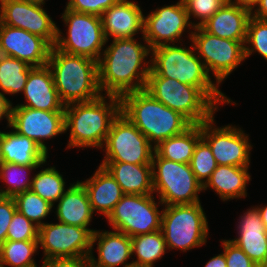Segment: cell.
Returning a JSON list of instances; mask_svg holds the SVG:
<instances>
[{
	"label": "cell",
	"mask_w": 267,
	"mask_h": 267,
	"mask_svg": "<svg viewBox=\"0 0 267 267\" xmlns=\"http://www.w3.org/2000/svg\"><path fill=\"white\" fill-rule=\"evenodd\" d=\"M142 39L145 45L136 38H124L114 39L104 48L98 61L102 94L121 97L145 89L151 70V59L148 58L151 49L143 36Z\"/></svg>",
	"instance_id": "6da1fadb"
},
{
	"label": "cell",
	"mask_w": 267,
	"mask_h": 267,
	"mask_svg": "<svg viewBox=\"0 0 267 267\" xmlns=\"http://www.w3.org/2000/svg\"><path fill=\"white\" fill-rule=\"evenodd\" d=\"M65 111V133L70 131L68 146L71 148H102L112 122L121 112L120 97L102 94L98 98L68 104Z\"/></svg>",
	"instance_id": "7a4b0ae2"
},
{
	"label": "cell",
	"mask_w": 267,
	"mask_h": 267,
	"mask_svg": "<svg viewBox=\"0 0 267 267\" xmlns=\"http://www.w3.org/2000/svg\"><path fill=\"white\" fill-rule=\"evenodd\" d=\"M183 44L162 45L151 49V69L160 77L202 89L219 107L222 104L238 105L221 92L219 85L212 80L193 44L190 47Z\"/></svg>",
	"instance_id": "3957f363"
},
{
	"label": "cell",
	"mask_w": 267,
	"mask_h": 267,
	"mask_svg": "<svg viewBox=\"0 0 267 267\" xmlns=\"http://www.w3.org/2000/svg\"><path fill=\"white\" fill-rule=\"evenodd\" d=\"M120 101L121 113L143 133L154 148L192 125L184 116L157 101L145 89L126 93L120 97Z\"/></svg>",
	"instance_id": "277c9868"
},
{
	"label": "cell",
	"mask_w": 267,
	"mask_h": 267,
	"mask_svg": "<svg viewBox=\"0 0 267 267\" xmlns=\"http://www.w3.org/2000/svg\"><path fill=\"white\" fill-rule=\"evenodd\" d=\"M47 65L52 71L55 88L61 102H87L102 95L99 87L98 61L72 55L51 47Z\"/></svg>",
	"instance_id": "5b68a950"
},
{
	"label": "cell",
	"mask_w": 267,
	"mask_h": 267,
	"mask_svg": "<svg viewBox=\"0 0 267 267\" xmlns=\"http://www.w3.org/2000/svg\"><path fill=\"white\" fill-rule=\"evenodd\" d=\"M145 90L157 101L180 113L191 124L211 119L219 106L200 88L160 77L152 69Z\"/></svg>",
	"instance_id": "8992f818"
},
{
	"label": "cell",
	"mask_w": 267,
	"mask_h": 267,
	"mask_svg": "<svg viewBox=\"0 0 267 267\" xmlns=\"http://www.w3.org/2000/svg\"><path fill=\"white\" fill-rule=\"evenodd\" d=\"M201 202L163 206L161 230L167 250L187 252L207 243L209 225Z\"/></svg>",
	"instance_id": "52a82bcc"
},
{
	"label": "cell",
	"mask_w": 267,
	"mask_h": 267,
	"mask_svg": "<svg viewBox=\"0 0 267 267\" xmlns=\"http://www.w3.org/2000/svg\"><path fill=\"white\" fill-rule=\"evenodd\" d=\"M151 164L154 194L164 206L200 202L199 194L204 192L203 185L189 164L162 158L156 152Z\"/></svg>",
	"instance_id": "ba28073f"
},
{
	"label": "cell",
	"mask_w": 267,
	"mask_h": 267,
	"mask_svg": "<svg viewBox=\"0 0 267 267\" xmlns=\"http://www.w3.org/2000/svg\"><path fill=\"white\" fill-rule=\"evenodd\" d=\"M61 14L67 32L64 34L57 27L55 47L68 54L82 55L99 61L107 44L101 17L75 12L66 7Z\"/></svg>",
	"instance_id": "9c48e42d"
},
{
	"label": "cell",
	"mask_w": 267,
	"mask_h": 267,
	"mask_svg": "<svg viewBox=\"0 0 267 267\" xmlns=\"http://www.w3.org/2000/svg\"><path fill=\"white\" fill-rule=\"evenodd\" d=\"M155 195L125 194L106 218L110 228L129 237L161 230L162 213L160 200Z\"/></svg>",
	"instance_id": "30bf717a"
},
{
	"label": "cell",
	"mask_w": 267,
	"mask_h": 267,
	"mask_svg": "<svg viewBox=\"0 0 267 267\" xmlns=\"http://www.w3.org/2000/svg\"><path fill=\"white\" fill-rule=\"evenodd\" d=\"M189 41L208 74L214 76L219 86L246 59L245 43L211 35L202 27L193 29Z\"/></svg>",
	"instance_id": "8fae6325"
},
{
	"label": "cell",
	"mask_w": 267,
	"mask_h": 267,
	"mask_svg": "<svg viewBox=\"0 0 267 267\" xmlns=\"http://www.w3.org/2000/svg\"><path fill=\"white\" fill-rule=\"evenodd\" d=\"M102 162L151 164L155 148L143 133L121 112L112 122L105 143Z\"/></svg>",
	"instance_id": "7c38bea8"
},
{
	"label": "cell",
	"mask_w": 267,
	"mask_h": 267,
	"mask_svg": "<svg viewBox=\"0 0 267 267\" xmlns=\"http://www.w3.org/2000/svg\"><path fill=\"white\" fill-rule=\"evenodd\" d=\"M214 118L215 116L201 123V133L210 146L217 165L250 167L253 145L249 134L232 124L217 127Z\"/></svg>",
	"instance_id": "4fadbf2b"
},
{
	"label": "cell",
	"mask_w": 267,
	"mask_h": 267,
	"mask_svg": "<svg viewBox=\"0 0 267 267\" xmlns=\"http://www.w3.org/2000/svg\"><path fill=\"white\" fill-rule=\"evenodd\" d=\"M92 233L86 227L66 223H48L38 229V245L43 260L48 258L88 259Z\"/></svg>",
	"instance_id": "5bb4252c"
},
{
	"label": "cell",
	"mask_w": 267,
	"mask_h": 267,
	"mask_svg": "<svg viewBox=\"0 0 267 267\" xmlns=\"http://www.w3.org/2000/svg\"><path fill=\"white\" fill-rule=\"evenodd\" d=\"M195 21L188 18L185 5L182 0L175 4L157 7L154 11L144 16V40L150 49L162 45L179 44L183 33L189 32L191 39Z\"/></svg>",
	"instance_id": "9a60e30c"
},
{
	"label": "cell",
	"mask_w": 267,
	"mask_h": 267,
	"mask_svg": "<svg viewBox=\"0 0 267 267\" xmlns=\"http://www.w3.org/2000/svg\"><path fill=\"white\" fill-rule=\"evenodd\" d=\"M47 12L41 5L20 0H0V23L38 35L53 47L58 25Z\"/></svg>",
	"instance_id": "2e32d148"
},
{
	"label": "cell",
	"mask_w": 267,
	"mask_h": 267,
	"mask_svg": "<svg viewBox=\"0 0 267 267\" xmlns=\"http://www.w3.org/2000/svg\"><path fill=\"white\" fill-rule=\"evenodd\" d=\"M65 112H50L23 106H13L9 127L36 142L48 155L46 140L65 134Z\"/></svg>",
	"instance_id": "e0dca14e"
},
{
	"label": "cell",
	"mask_w": 267,
	"mask_h": 267,
	"mask_svg": "<svg viewBox=\"0 0 267 267\" xmlns=\"http://www.w3.org/2000/svg\"><path fill=\"white\" fill-rule=\"evenodd\" d=\"M51 47L38 35L0 23V49L6 56L39 67L47 65Z\"/></svg>",
	"instance_id": "ac0fdd59"
},
{
	"label": "cell",
	"mask_w": 267,
	"mask_h": 267,
	"mask_svg": "<svg viewBox=\"0 0 267 267\" xmlns=\"http://www.w3.org/2000/svg\"><path fill=\"white\" fill-rule=\"evenodd\" d=\"M97 242L98 256H94V245ZM132 257L131 237L116 230H96L92 234L91 252L88 257L89 267H128ZM129 262V263H128Z\"/></svg>",
	"instance_id": "d6986e66"
},
{
	"label": "cell",
	"mask_w": 267,
	"mask_h": 267,
	"mask_svg": "<svg viewBox=\"0 0 267 267\" xmlns=\"http://www.w3.org/2000/svg\"><path fill=\"white\" fill-rule=\"evenodd\" d=\"M144 14L141 6L132 0H119L103 12L102 26L106 43L110 38H134L144 33Z\"/></svg>",
	"instance_id": "ffe728a7"
},
{
	"label": "cell",
	"mask_w": 267,
	"mask_h": 267,
	"mask_svg": "<svg viewBox=\"0 0 267 267\" xmlns=\"http://www.w3.org/2000/svg\"><path fill=\"white\" fill-rule=\"evenodd\" d=\"M25 102L16 106L50 112H65L55 88L53 74L48 65L33 67L24 87Z\"/></svg>",
	"instance_id": "44dd1931"
},
{
	"label": "cell",
	"mask_w": 267,
	"mask_h": 267,
	"mask_svg": "<svg viewBox=\"0 0 267 267\" xmlns=\"http://www.w3.org/2000/svg\"><path fill=\"white\" fill-rule=\"evenodd\" d=\"M237 223V237L229 239L258 266L267 258V230L256 207L243 211Z\"/></svg>",
	"instance_id": "7402d4cb"
},
{
	"label": "cell",
	"mask_w": 267,
	"mask_h": 267,
	"mask_svg": "<svg viewBox=\"0 0 267 267\" xmlns=\"http://www.w3.org/2000/svg\"><path fill=\"white\" fill-rule=\"evenodd\" d=\"M80 182L88 193L93 213L97 211L99 215L106 218L125 195L114 177L101 165L98 166L93 176Z\"/></svg>",
	"instance_id": "603a6c76"
},
{
	"label": "cell",
	"mask_w": 267,
	"mask_h": 267,
	"mask_svg": "<svg viewBox=\"0 0 267 267\" xmlns=\"http://www.w3.org/2000/svg\"><path fill=\"white\" fill-rule=\"evenodd\" d=\"M57 221L68 225L86 227L92 234L96 229H89L93 219L88 193L83 184L77 180L70 183L63 196L56 202Z\"/></svg>",
	"instance_id": "cb8c5ba5"
},
{
	"label": "cell",
	"mask_w": 267,
	"mask_h": 267,
	"mask_svg": "<svg viewBox=\"0 0 267 267\" xmlns=\"http://www.w3.org/2000/svg\"><path fill=\"white\" fill-rule=\"evenodd\" d=\"M250 16L248 9L223 4L201 27L211 35L245 43Z\"/></svg>",
	"instance_id": "d4e9b609"
},
{
	"label": "cell",
	"mask_w": 267,
	"mask_h": 267,
	"mask_svg": "<svg viewBox=\"0 0 267 267\" xmlns=\"http://www.w3.org/2000/svg\"><path fill=\"white\" fill-rule=\"evenodd\" d=\"M250 167L217 165L203 191L213 189L224 202L247 197V185L251 181Z\"/></svg>",
	"instance_id": "484cf974"
},
{
	"label": "cell",
	"mask_w": 267,
	"mask_h": 267,
	"mask_svg": "<svg viewBox=\"0 0 267 267\" xmlns=\"http://www.w3.org/2000/svg\"><path fill=\"white\" fill-rule=\"evenodd\" d=\"M122 188L124 194H154L152 164L101 162Z\"/></svg>",
	"instance_id": "4316f807"
},
{
	"label": "cell",
	"mask_w": 267,
	"mask_h": 267,
	"mask_svg": "<svg viewBox=\"0 0 267 267\" xmlns=\"http://www.w3.org/2000/svg\"><path fill=\"white\" fill-rule=\"evenodd\" d=\"M0 147L6 163L41 165L49 158L36 142L18 134L13 128L9 132L0 131Z\"/></svg>",
	"instance_id": "83f0119b"
},
{
	"label": "cell",
	"mask_w": 267,
	"mask_h": 267,
	"mask_svg": "<svg viewBox=\"0 0 267 267\" xmlns=\"http://www.w3.org/2000/svg\"><path fill=\"white\" fill-rule=\"evenodd\" d=\"M201 138V124H192L183 133L162 141L155 147V152L162 158L189 164Z\"/></svg>",
	"instance_id": "f1b7e54d"
},
{
	"label": "cell",
	"mask_w": 267,
	"mask_h": 267,
	"mask_svg": "<svg viewBox=\"0 0 267 267\" xmlns=\"http://www.w3.org/2000/svg\"><path fill=\"white\" fill-rule=\"evenodd\" d=\"M131 249L133 265L154 267L167 251L162 230L131 237Z\"/></svg>",
	"instance_id": "f546056e"
},
{
	"label": "cell",
	"mask_w": 267,
	"mask_h": 267,
	"mask_svg": "<svg viewBox=\"0 0 267 267\" xmlns=\"http://www.w3.org/2000/svg\"><path fill=\"white\" fill-rule=\"evenodd\" d=\"M32 68L24 61L4 55L0 62V93L9 96L23 93Z\"/></svg>",
	"instance_id": "4dcf8cb0"
},
{
	"label": "cell",
	"mask_w": 267,
	"mask_h": 267,
	"mask_svg": "<svg viewBox=\"0 0 267 267\" xmlns=\"http://www.w3.org/2000/svg\"><path fill=\"white\" fill-rule=\"evenodd\" d=\"M41 168V165H18L3 162L0 166V181L6 185L0 189V196L12 197L30 190L32 171ZM30 177V178H29ZM5 188V189H4Z\"/></svg>",
	"instance_id": "1f68e13d"
},
{
	"label": "cell",
	"mask_w": 267,
	"mask_h": 267,
	"mask_svg": "<svg viewBox=\"0 0 267 267\" xmlns=\"http://www.w3.org/2000/svg\"><path fill=\"white\" fill-rule=\"evenodd\" d=\"M44 164H47V160L41 164L42 169L34 176H31L32 184L30 189L54 206L67 190L65 189L66 180L55 166L43 169Z\"/></svg>",
	"instance_id": "d6a6232c"
},
{
	"label": "cell",
	"mask_w": 267,
	"mask_h": 267,
	"mask_svg": "<svg viewBox=\"0 0 267 267\" xmlns=\"http://www.w3.org/2000/svg\"><path fill=\"white\" fill-rule=\"evenodd\" d=\"M38 250V240H6L0 246V267H37L33 257Z\"/></svg>",
	"instance_id": "836d02e7"
},
{
	"label": "cell",
	"mask_w": 267,
	"mask_h": 267,
	"mask_svg": "<svg viewBox=\"0 0 267 267\" xmlns=\"http://www.w3.org/2000/svg\"><path fill=\"white\" fill-rule=\"evenodd\" d=\"M17 210L38 227L45 224V218L50 212H54L53 205L35 194L31 189L22 192L14 197Z\"/></svg>",
	"instance_id": "e575fe53"
},
{
	"label": "cell",
	"mask_w": 267,
	"mask_h": 267,
	"mask_svg": "<svg viewBox=\"0 0 267 267\" xmlns=\"http://www.w3.org/2000/svg\"><path fill=\"white\" fill-rule=\"evenodd\" d=\"M189 165L197 180L203 186L216 169L217 163L215 157L212 154L210 146L203 138L197 142Z\"/></svg>",
	"instance_id": "d590c367"
},
{
	"label": "cell",
	"mask_w": 267,
	"mask_h": 267,
	"mask_svg": "<svg viewBox=\"0 0 267 267\" xmlns=\"http://www.w3.org/2000/svg\"><path fill=\"white\" fill-rule=\"evenodd\" d=\"M244 47L246 59L258 53L267 61V21L250 16Z\"/></svg>",
	"instance_id": "8d00e7d4"
},
{
	"label": "cell",
	"mask_w": 267,
	"mask_h": 267,
	"mask_svg": "<svg viewBox=\"0 0 267 267\" xmlns=\"http://www.w3.org/2000/svg\"><path fill=\"white\" fill-rule=\"evenodd\" d=\"M38 229L37 225L16 210L7 229L6 240H38Z\"/></svg>",
	"instance_id": "74e56055"
},
{
	"label": "cell",
	"mask_w": 267,
	"mask_h": 267,
	"mask_svg": "<svg viewBox=\"0 0 267 267\" xmlns=\"http://www.w3.org/2000/svg\"><path fill=\"white\" fill-rule=\"evenodd\" d=\"M189 20H196L195 28L201 27L210 19L223 5L220 0H182Z\"/></svg>",
	"instance_id": "f35d334b"
},
{
	"label": "cell",
	"mask_w": 267,
	"mask_h": 267,
	"mask_svg": "<svg viewBox=\"0 0 267 267\" xmlns=\"http://www.w3.org/2000/svg\"><path fill=\"white\" fill-rule=\"evenodd\" d=\"M119 0H68L66 8L79 13L101 17L103 12Z\"/></svg>",
	"instance_id": "ab89813d"
},
{
	"label": "cell",
	"mask_w": 267,
	"mask_h": 267,
	"mask_svg": "<svg viewBox=\"0 0 267 267\" xmlns=\"http://www.w3.org/2000/svg\"><path fill=\"white\" fill-rule=\"evenodd\" d=\"M227 267H259L229 239L221 240Z\"/></svg>",
	"instance_id": "60d3db41"
},
{
	"label": "cell",
	"mask_w": 267,
	"mask_h": 267,
	"mask_svg": "<svg viewBox=\"0 0 267 267\" xmlns=\"http://www.w3.org/2000/svg\"><path fill=\"white\" fill-rule=\"evenodd\" d=\"M16 210L14 198L0 196V246L6 241L7 229Z\"/></svg>",
	"instance_id": "b9f144b4"
},
{
	"label": "cell",
	"mask_w": 267,
	"mask_h": 267,
	"mask_svg": "<svg viewBox=\"0 0 267 267\" xmlns=\"http://www.w3.org/2000/svg\"><path fill=\"white\" fill-rule=\"evenodd\" d=\"M40 267H89L88 259L82 258H48L42 260Z\"/></svg>",
	"instance_id": "7bdbcfd3"
},
{
	"label": "cell",
	"mask_w": 267,
	"mask_h": 267,
	"mask_svg": "<svg viewBox=\"0 0 267 267\" xmlns=\"http://www.w3.org/2000/svg\"><path fill=\"white\" fill-rule=\"evenodd\" d=\"M5 96V94L0 93V121L2 119L7 120V127L9 128L12 121L13 103Z\"/></svg>",
	"instance_id": "ee69618b"
},
{
	"label": "cell",
	"mask_w": 267,
	"mask_h": 267,
	"mask_svg": "<svg viewBox=\"0 0 267 267\" xmlns=\"http://www.w3.org/2000/svg\"><path fill=\"white\" fill-rule=\"evenodd\" d=\"M251 16L263 21H267V0H259L252 10Z\"/></svg>",
	"instance_id": "f6af8a7d"
},
{
	"label": "cell",
	"mask_w": 267,
	"mask_h": 267,
	"mask_svg": "<svg viewBox=\"0 0 267 267\" xmlns=\"http://www.w3.org/2000/svg\"><path fill=\"white\" fill-rule=\"evenodd\" d=\"M204 267H227L224 252L210 258Z\"/></svg>",
	"instance_id": "bcb514c9"
},
{
	"label": "cell",
	"mask_w": 267,
	"mask_h": 267,
	"mask_svg": "<svg viewBox=\"0 0 267 267\" xmlns=\"http://www.w3.org/2000/svg\"><path fill=\"white\" fill-rule=\"evenodd\" d=\"M259 0H229L228 4L248 9L250 12L256 7Z\"/></svg>",
	"instance_id": "7dc6e473"
},
{
	"label": "cell",
	"mask_w": 267,
	"mask_h": 267,
	"mask_svg": "<svg viewBox=\"0 0 267 267\" xmlns=\"http://www.w3.org/2000/svg\"><path fill=\"white\" fill-rule=\"evenodd\" d=\"M255 207L257 208L261 216L262 222L264 223L265 229L267 230V205H255Z\"/></svg>",
	"instance_id": "c3c4849f"
},
{
	"label": "cell",
	"mask_w": 267,
	"mask_h": 267,
	"mask_svg": "<svg viewBox=\"0 0 267 267\" xmlns=\"http://www.w3.org/2000/svg\"><path fill=\"white\" fill-rule=\"evenodd\" d=\"M22 2H26V3H31V4H37V5H41L44 6L46 3V0H20Z\"/></svg>",
	"instance_id": "681fc988"
},
{
	"label": "cell",
	"mask_w": 267,
	"mask_h": 267,
	"mask_svg": "<svg viewBox=\"0 0 267 267\" xmlns=\"http://www.w3.org/2000/svg\"><path fill=\"white\" fill-rule=\"evenodd\" d=\"M259 267H267V258L264 260V262Z\"/></svg>",
	"instance_id": "f907efd6"
},
{
	"label": "cell",
	"mask_w": 267,
	"mask_h": 267,
	"mask_svg": "<svg viewBox=\"0 0 267 267\" xmlns=\"http://www.w3.org/2000/svg\"><path fill=\"white\" fill-rule=\"evenodd\" d=\"M2 163H3V157H2V154H1V147H0V166H1Z\"/></svg>",
	"instance_id": "816d5d0a"
},
{
	"label": "cell",
	"mask_w": 267,
	"mask_h": 267,
	"mask_svg": "<svg viewBox=\"0 0 267 267\" xmlns=\"http://www.w3.org/2000/svg\"><path fill=\"white\" fill-rule=\"evenodd\" d=\"M3 56H4V54H3L2 50L0 49V62H1Z\"/></svg>",
	"instance_id": "f5cc1de1"
},
{
	"label": "cell",
	"mask_w": 267,
	"mask_h": 267,
	"mask_svg": "<svg viewBox=\"0 0 267 267\" xmlns=\"http://www.w3.org/2000/svg\"><path fill=\"white\" fill-rule=\"evenodd\" d=\"M223 4H228L229 0H220Z\"/></svg>",
	"instance_id": "db71d44e"
},
{
	"label": "cell",
	"mask_w": 267,
	"mask_h": 267,
	"mask_svg": "<svg viewBox=\"0 0 267 267\" xmlns=\"http://www.w3.org/2000/svg\"><path fill=\"white\" fill-rule=\"evenodd\" d=\"M128 267H142V266L131 265V266H128Z\"/></svg>",
	"instance_id": "11a10c76"
}]
</instances>
